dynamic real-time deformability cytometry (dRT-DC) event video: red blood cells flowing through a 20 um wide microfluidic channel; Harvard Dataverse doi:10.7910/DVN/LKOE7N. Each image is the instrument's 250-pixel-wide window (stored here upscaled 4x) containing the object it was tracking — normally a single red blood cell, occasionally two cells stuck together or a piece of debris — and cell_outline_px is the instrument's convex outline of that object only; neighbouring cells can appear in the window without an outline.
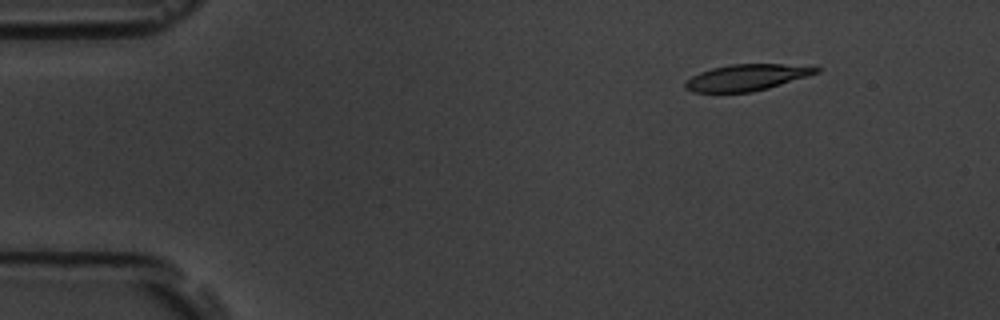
{"species": "common noctule bat (a hibernating species)", "species_latin": "Nyctalus noctula", "temperature_condition": "room temperature", "stored_images_in_passage": 6, "segment_of_instrument_passage": [1, 2], "camera_frame_rate_fps": 3000, "um_per_image_px": 0.085, "animal": {"sex": "male", "body_mass_g": 19.5, "forearm_length_mm": 54.6}, "frame": {"image": 1, "passage_image": 3, "time_ms": 2.0, "image_size_px": [1000, 320], "cell_outline_px": [[820, 72], [808, 76], [768, 88], [752, 92], [692, 92], [684, 88], [684, 84], [692, 76], [700, 72], [712, 68], [732, 64], [784, 64], [820, 68]], "centroid_in_image_um": [63.45, 6.59], "position_along_channel_um": 21.6, "area_um2": 19.88}}